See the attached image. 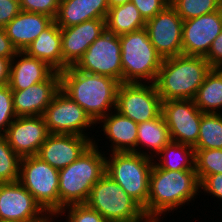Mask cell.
I'll use <instances>...</instances> for the list:
<instances>
[{
	"label": "cell",
	"mask_w": 222,
	"mask_h": 222,
	"mask_svg": "<svg viewBox=\"0 0 222 222\" xmlns=\"http://www.w3.org/2000/svg\"><path fill=\"white\" fill-rule=\"evenodd\" d=\"M74 67L80 71L108 76L123 83L119 36L105 30L88 47Z\"/></svg>",
	"instance_id": "10"
},
{
	"label": "cell",
	"mask_w": 222,
	"mask_h": 222,
	"mask_svg": "<svg viewBox=\"0 0 222 222\" xmlns=\"http://www.w3.org/2000/svg\"><path fill=\"white\" fill-rule=\"evenodd\" d=\"M85 204L108 222H131L145 214L143 207L107 174L93 185Z\"/></svg>",
	"instance_id": "8"
},
{
	"label": "cell",
	"mask_w": 222,
	"mask_h": 222,
	"mask_svg": "<svg viewBox=\"0 0 222 222\" xmlns=\"http://www.w3.org/2000/svg\"><path fill=\"white\" fill-rule=\"evenodd\" d=\"M211 68L202 56L166 58L162 61L154 85L162 101L193 100Z\"/></svg>",
	"instance_id": "3"
},
{
	"label": "cell",
	"mask_w": 222,
	"mask_h": 222,
	"mask_svg": "<svg viewBox=\"0 0 222 222\" xmlns=\"http://www.w3.org/2000/svg\"><path fill=\"white\" fill-rule=\"evenodd\" d=\"M18 181L51 218L60 212L58 169L37 155L22 157Z\"/></svg>",
	"instance_id": "7"
},
{
	"label": "cell",
	"mask_w": 222,
	"mask_h": 222,
	"mask_svg": "<svg viewBox=\"0 0 222 222\" xmlns=\"http://www.w3.org/2000/svg\"><path fill=\"white\" fill-rule=\"evenodd\" d=\"M67 213V222H108L99 212L89 208L86 204H72L66 206L55 217Z\"/></svg>",
	"instance_id": "33"
},
{
	"label": "cell",
	"mask_w": 222,
	"mask_h": 222,
	"mask_svg": "<svg viewBox=\"0 0 222 222\" xmlns=\"http://www.w3.org/2000/svg\"><path fill=\"white\" fill-rule=\"evenodd\" d=\"M195 150L222 149V112L203 113Z\"/></svg>",
	"instance_id": "29"
},
{
	"label": "cell",
	"mask_w": 222,
	"mask_h": 222,
	"mask_svg": "<svg viewBox=\"0 0 222 222\" xmlns=\"http://www.w3.org/2000/svg\"><path fill=\"white\" fill-rule=\"evenodd\" d=\"M20 11L19 0H0V27L4 28Z\"/></svg>",
	"instance_id": "38"
},
{
	"label": "cell",
	"mask_w": 222,
	"mask_h": 222,
	"mask_svg": "<svg viewBox=\"0 0 222 222\" xmlns=\"http://www.w3.org/2000/svg\"><path fill=\"white\" fill-rule=\"evenodd\" d=\"M204 58L212 68H222V31L214 39L208 54Z\"/></svg>",
	"instance_id": "39"
},
{
	"label": "cell",
	"mask_w": 222,
	"mask_h": 222,
	"mask_svg": "<svg viewBox=\"0 0 222 222\" xmlns=\"http://www.w3.org/2000/svg\"><path fill=\"white\" fill-rule=\"evenodd\" d=\"M59 90L60 73L55 71L46 81L34 84L24 90L12 91L16 116H43L46 107Z\"/></svg>",
	"instance_id": "19"
},
{
	"label": "cell",
	"mask_w": 222,
	"mask_h": 222,
	"mask_svg": "<svg viewBox=\"0 0 222 222\" xmlns=\"http://www.w3.org/2000/svg\"><path fill=\"white\" fill-rule=\"evenodd\" d=\"M19 182L0 183V220H51Z\"/></svg>",
	"instance_id": "15"
},
{
	"label": "cell",
	"mask_w": 222,
	"mask_h": 222,
	"mask_svg": "<svg viewBox=\"0 0 222 222\" xmlns=\"http://www.w3.org/2000/svg\"><path fill=\"white\" fill-rule=\"evenodd\" d=\"M109 8L118 6V5H123L125 3L131 2V0H107Z\"/></svg>",
	"instance_id": "43"
},
{
	"label": "cell",
	"mask_w": 222,
	"mask_h": 222,
	"mask_svg": "<svg viewBox=\"0 0 222 222\" xmlns=\"http://www.w3.org/2000/svg\"><path fill=\"white\" fill-rule=\"evenodd\" d=\"M60 0H19L20 10L40 13L55 20L59 10Z\"/></svg>",
	"instance_id": "35"
},
{
	"label": "cell",
	"mask_w": 222,
	"mask_h": 222,
	"mask_svg": "<svg viewBox=\"0 0 222 222\" xmlns=\"http://www.w3.org/2000/svg\"><path fill=\"white\" fill-rule=\"evenodd\" d=\"M12 90L8 84L0 86V135H4L16 118Z\"/></svg>",
	"instance_id": "34"
},
{
	"label": "cell",
	"mask_w": 222,
	"mask_h": 222,
	"mask_svg": "<svg viewBox=\"0 0 222 222\" xmlns=\"http://www.w3.org/2000/svg\"><path fill=\"white\" fill-rule=\"evenodd\" d=\"M146 22L137 7L128 2L109 8L105 19L106 31L117 36L145 28Z\"/></svg>",
	"instance_id": "26"
},
{
	"label": "cell",
	"mask_w": 222,
	"mask_h": 222,
	"mask_svg": "<svg viewBox=\"0 0 222 222\" xmlns=\"http://www.w3.org/2000/svg\"><path fill=\"white\" fill-rule=\"evenodd\" d=\"M93 139L71 134L50 133L37 154L56 169L69 166L93 144Z\"/></svg>",
	"instance_id": "17"
},
{
	"label": "cell",
	"mask_w": 222,
	"mask_h": 222,
	"mask_svg": "<svg viewBox=\"0 0 222 222\" xmlns=\"http://www.w3.org/2000/svg\"><path fill=\"white\" fill-rule=\"evenodd\" d=\"M203 112L192 99L162 101V115L171 141L195 147Z\"/></svg>",
	"instance_id": "12"
},
{
	"label": "cell",
	"mask_w": 222,
	"mask_h": 222,
	"mask_svg": "<svg viewBox=\"0 0 222 222\" xmlns=\"http://www.w3.org/2000/svg\"><path fill=\"white\" fill-rule=\"evenodd\" d=\"M116 110L139 124L162 113V100L154 83H120Z\"/></svg>",
	"instance_id": "9"
},
{
	"label": "cell",
	"mask_w": 222,
	"mask_h": 222,
	"mask_svg": "<svg viewBox=\"0 0 222 222\" xmlns=\"http://www.w3.org/2000/svg\"><path fill=\"white\" fill-rule=\"evenodd\" d=\"M170 141L169 129L161 113L157 118L138 124L137 149L133 153L154 159ZM139 145L146 147L149 152L146 149L145 152L141 151Z\"/></svg>",
	"instance_id": "25"
},
{
	"label": "cell",
	"mask_w": 222,
	"mask_h": 222,
	"mask_svg": "<svg viewBox=\"0 0 222 222\" xmlns=\"http://www.w3.org/2000/svg\"><path fill=\"white\" fill-rule=\"evenodd\" d=\"M106 30L105 19H91L61 28L63 70L74 66L88 47Z\"/></svg>",
	"instance_id": "18"
},
{
	"label": "cell",
	"mask_w": 222,
	"mask_h": 222,
	"mask_svg": "<svg viewBox=\"0 0 222 222\" xmlns=\"http://www.w3.org/2000/svg\"><path fill=\"white\" fill-rule=\"evenodd\" d=\"M154 163L161 169L195 170V149L189 145L170 141L156 156Z\"/></svg>",
	"instance_id": "28"
},
{
	"label": "cell",
	"mask_w": 222,
	"mask_h": 222,
	"mask_svg": "<svg viewBox=\"0 0 222 222\" xmlns=\"http://www.w3.org/2000/svg\"><path fill=\"white\" fill-rule=\"evenodd\" d=\"M107 0H60L55 18L60 28H67L91 19H106Z\"/></svg>",
	"instance_id": "23"
},
{
	"label": "cell",
	"mask_w": 222,
	"mask_h": 222,
	"mask_svg": "<svg viewBox=\"0 0 222 222\" xmlns=\"http://www.w3.org/2000/svg\"><path fill=\"white\" fill-rule=\"evenodd\" d=\"M131 2L137 7L145 22L170 4V0H131Z\"/></svg>",
	"instance_id": "36"
},
{
	"label": "cell",
	"mask_w": 222,
	"mask_h": 222,
	"mask_svg": "<svg viewBox=\"0 0 222 222\" xmlns=\"http://www.w3.org/2000/svg\"><path fill=\"white\" fill-rule=\"evenodd\" d=\"M21 158L10 147L5 135H0V183L19 180Z\"/></svg>",
	"instance_id": "31"
},
{
	"label": "cell",
	"mask_w": 222,
	"mask_h": 222,
	"mask_svg": "<svg viewBox=\"0 0 222 222\" xmlns=\"http://www.w3.org/2000/svg\"><path fill=\"white\" fill-rule=\"evenodd\" d=\"M183 20L169 4L145 24L148 37L163 58L182 55Z\"/></svg>",
	"instance_id": "13"
},
{
	"label": "cell",
	"mask_w": 222,
	"mask_h": 222,
	"mask_svg": "<svg viewBox=\"0 0 222 222\" xmlns=\"http://www.w3.org/2000/svg\"><path fill=\"white\" fill-rule=\"evenodd\" d=\"M150 215V214H144L139 219L131 221V222H160L161 217Z\"/></svg>",
	"instance_id": "42"
},
{
	"label": "cell",
	"mask_w": 222,
	"mask_h": 222,
	"mask_svg": "<svg viewBox=\"0 0 222 222\" xmlns=\"http://www.w3.org/2000/svg\"><path fill=\"white\" fill-rule=\"evenodd\" d=\"M195 171L199 182L207 175L222 173V149L195 150Z\"/></svg>",
	"instance_id": "32"
},
{
	"label": "cell",
	"mask_w": 222,
	"mask_h": 222,
	"mask_svg": "<svg viewBox=\"0 0 222 222\" xmlns=\"http://www.w3.org/2000/svg\"><path fill=\"white\" fill-rule=\"evenodd\" d=\"M109 155L106 156L105 174L144 208L154 159L133 152H111Z\"/></svg>",
	"instance_id": "6"
},
{
	"label": "cell",
	"mask_w": 222,
	"mask_h": 222,
	"mask_svg": "<svg viewBox=\"0 0 222 222\" xmlns=\"http://www.w3.org/2000/svg\"><path fill=\"white\" fill-rule=\"evenodd\" d=\"M60 73V89L97 123L116 109L119 82L70 66Z\"/></svg>",
	"instance_id": "1"
},
{
	"label": "cell",
	"mask_w": 222,
	"mask_h": 222,
	"mask_svg": "<svg viewBox=\"0 0 222 222\" xmlns=\"http://www.w3.org/2000/svg\"><path fill=\"white\" fill-rule=\"evenodd\" d=\"M54 72L46 62L18 51L11 59L8 85L12 91L24 90L46 81Z\"/></svg>",
	"instance_id": "20"
},
{
	"label": "cell",
	"mask_w": 222,
	"mask_h": 222,
	"mask_svg": "<svg viewBox=\"0 0 222 222\" xmlns=\"http://www.w3.org/2000/svg\"><path fill=\"white\" fill-rule=\"evenodd\" d=\"M43 116L16 117L4 134L10 147L20 157L37 155L49 136Z\"/></svg>",
	"instance_id": "16"
},
{
	"label": "cell",
	"mask_w": 222,
	"mask_h": 222,
	"mask_svg": "<svg viewBox=\"0 0 222 222\" xmlns=\"http://www.w3.org/2000/svg\"><path fill=\"white\" fill-rule=\"evenodd\" d=\"M53 22L54 19L47 15L20 11L4 29L17 51H25Z\"/></svg>",
	"instance_id": "22"
},
{
	"label": "cell",
	"mask_w": 222,
	"mask_h": 222,
	"mask_svg": "<svg viewBox=\"0 0 222 222\" xmlns=\"http://www.w3.org/2000/svg\"><path fill=\"white\" fill-rule=\"evenodd\" d=\"M203 113H220L222 110V68H211L193 99Z\"/></svg>",
	"instance_id": "27"
},
{
	"label": "cell",
	"mask_w": 222,
	"mask_h": 222,
	"mask_svg": "<svg viewBox=\"0 0 222 222\" xmlns=\"http://www.w3.org/2000/svg\"><path fill=\"white\" fill-rule=\"evenodd\" d=\"M119 39L123 83H154L163 58L151 43L147 30L126 33Z\"/></svg>",
	"instance_id": "5"
},
{
	"label": "cell",
	"mask_w": 222,
	"mask_h": 222,
	"mask_svg": "<svg viewBox=\"0 0 222 222\" xmlns=\"http://www.w3.org/2000/svg\"><path fill=\"white\" fill-rule=\"evenodd\" d=\"M49 133L87 136L86 129L96 123L61 89L55 94L43 114ZM88 127V128H87Z\"/></svg>",
	"instance_id": "11"
},
{
	"label": "cell",
	"mask_w": 222,
	"mask_h": 222,
	"mask_svg": "<svg viewBox=\"0 0 222 222\" xmlns=\"http://www.w3.org/2000/svg\"><path fill=\"white\" fill-rule=\"evenodd\" d=\"M182 20L213 13L222 8V0H170Z\"/></svg>",
	"instance_id": "30"
},
{
	"label": "cell",
	"mask_w": 222,
	"mask_h": 222,
	"mask_svg": "<svg viewBox=\"0 0 222 222\" xmlns=\"http://www.w3.org/2000/svg\"><path fill=\"white\" fill-rule=\"evenodd\" d=\"M49 220H0V222H48Z\"/></svg>",
	"instance_id": "44"
},
{
	"label": "cell",
	"mask_w": 222,
	"mask_h": 222,
	"mask_svg": "<svg viewBox=\"0 0 222 222\" xmlns=\"http://www.w3.org/2000/svg\"><path fill=\"white\" fill-rule=\"evenodd\" d=\"M199 187L200 192L203 190L204 193L222 200V173L207 175L200 181Z\"/></svg>",
	"instance_id": "37"
},
{
	"label": "cell",
	"mask_w": 222,
	"mask_h": 222,
	"mask_svg": "<svg viewBox=\"0 0 222 222\" xmlns=\"http://www.w3.org/2000/svg\"><path fill=\"white\" fill-rule=\"evenodd\" d=\"M222 31V8L213 13L183 21L182 55L205 57Z\"/></svg>",
	"instance_id": "14"
},
{
	"label": "cell",
	"mask_w": 222,
	"mask_h": 222,
	"mask_svg": "<svg viewBox=\"0 0 222 222\" xmlns=\"http://www.w3.org/2000/svg\"><path fill=\"white\" fill-rule=\"evenodd\" d=\"M199 184L195 170L170 171L154 163L149 176V195L144 213L161 217L167 211L169 213L189 204L198 196Z\"/></svg>",
	"instance_id": "2"
},
{
	"label": "cell",
	"mask_w": 222,
	"mask_h": 222,
	"mask_svg": "<svg viewBox=\"0 0 222 222\" xmlns=\"http://www.w3.org/2000/svg\"><path fill=\"white\" fill-rule=\"evenodd\" d=\"M95 142L69 166L59 169L60 212L72 204H85L93 185L105 174L106 156Z\"/></svg>",
	"instance_id": "4"
},
{
	"label": "cell",
	"mask_w": 222,
	"mask_h": 222,
	"mask_svg": "<svg viewBox=\"0 0 222 222\" xmlns=\"http://www.w3.org/2000/svg\"><path fill=\"white\" fill-rule=\"evenodd\" d=\"M11 59L0 57V86L8 84Z\"/></svg>",
	"instance_id": "41"
},
{
	"label": "cell",
	"mask_w": 222,
	"mask_h": 222,
	"mask_svg": "<svg viewBox=\"0 0 222 222\" xmlns=\"http://www.w3.org/2000/svg\"><path fill=\"white\" fill-rule=\"evenodd\" d=\"M102 123V129L107 139L111 141L109 152H134L137 149L138 124L130 118L122 115L116 109L105 117H102L97 124Z\"/></svg>",
	"instance_id": "21"
},
{
	"label": "cell",
	"mask_w": 222,
	"mask_h": 222,
	"mask_svg": "<svg viewBox=\"0 0 222 222\" xmlns=\"http://www.w3.org/2000/svg\"><path fill=\"white\" fill-rule=\"evenodd\" d=\"M17 49L13 46L4 28L0 27V57L12 59Z\"/></svg>",
	"instance_id": "40"
},
{
	"label": "cell",
	"mask_w": 222,
	"mask_h": 222,
	"mask_svg": "<svg viewBox=\"0 0 222 222\" xmlns=\"http://www.w3.org/2000/svg\"><path fill=\"white\" fill-rule=\"evenodd\" d=\"M61 28L54 21L25 49V52L46 62L57 72L63 71Z\"/></svg>",
	"instance_id": "24"
}]
</instances>
